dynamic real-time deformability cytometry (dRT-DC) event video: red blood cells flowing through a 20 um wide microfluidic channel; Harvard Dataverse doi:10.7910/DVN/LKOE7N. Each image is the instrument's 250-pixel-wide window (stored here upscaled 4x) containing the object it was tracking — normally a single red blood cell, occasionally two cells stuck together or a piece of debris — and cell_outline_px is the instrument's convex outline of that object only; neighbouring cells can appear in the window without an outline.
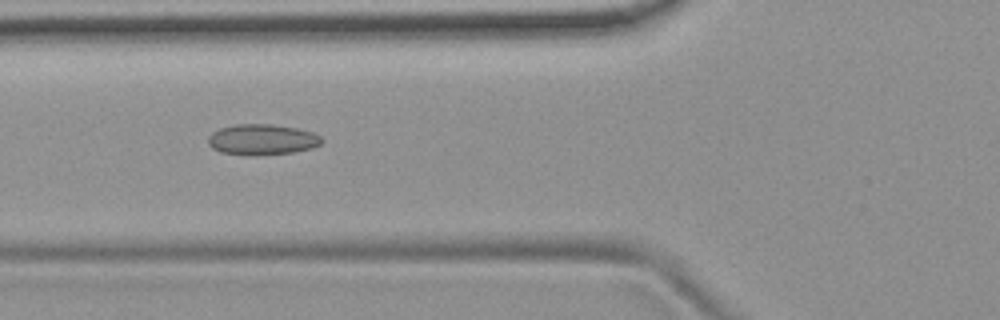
{"species": "common noctule bat (a hibernating species)", "species_latin": "Nyctalus noctula", "temperature_condition": "room temperature", "stored_images_in_passage": 10, "camera_frame_rate_fps": 3000, "um_per_image_px": 0.085, "animal": {"sex": "female", "body_mass_g": 19.9}, "frame": {"image": 1, "passage_image": 7, "time_ms": 7.0, "image_size_px": [1000, 320], "cell_outline_px": [[324, 140], [320, 144], [312, 148], [292, 152], [252, 156], [244, 156], [220, 152], [212, 148], [208, 144], [208, 136], [212, 132], [220, 128], [236, 124], [272, 124], [296, 128], [312, 132], [320, 136]], "centroid_in_image_um": [22.25, 11.87], "position_along_channel_um": 103.6, "area_um2": 20.52}}
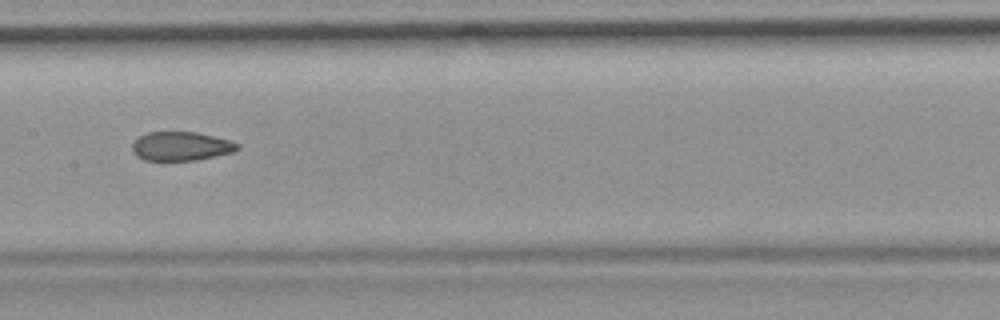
{"frame": {"image": 2, "passage_image": 9, "time_ms": 9.333, "image_size_px": [1000, 320], "cell_outline_px": [[240, 148], [232, 152], [196, 160], [144, 160], [136, 156], [132, 152], [132, 144], [140, 136], [148, 132], [196, 132], [228, 140], [240, 144]], "centroid_in_image_um": [15.36, 12.43], "position_along_channel_um": 192.0, "area_um2": 17.57}}